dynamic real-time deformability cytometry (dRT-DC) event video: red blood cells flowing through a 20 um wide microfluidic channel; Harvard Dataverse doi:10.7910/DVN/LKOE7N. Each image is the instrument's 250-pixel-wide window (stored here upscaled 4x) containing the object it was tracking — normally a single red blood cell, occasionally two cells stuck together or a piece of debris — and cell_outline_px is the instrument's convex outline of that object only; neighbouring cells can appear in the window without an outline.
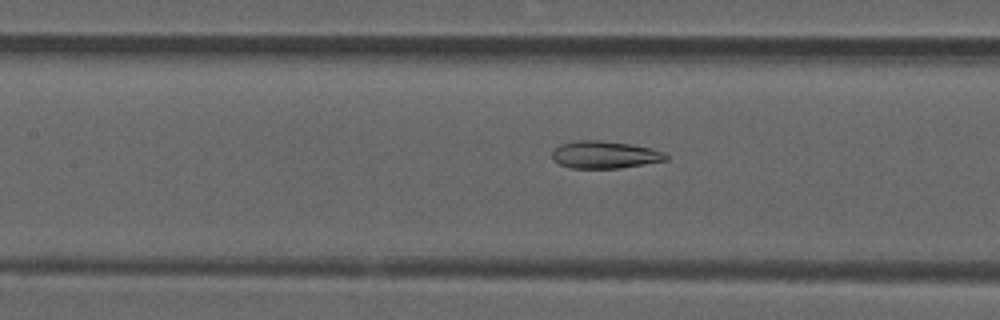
{"species": "common noctule bat (a hibernating species)", "species_latin": "Nyctalus noctula", "temperature_condition": "room temperature", "stored_images_in_passage": 53, "camera_frame_rate_fps": 3000, "um_per_image_px": 0.085, "animal": {"sex": "male", "forearm_length_mm": 52.5}, "frame": {"image": 1, "passage_image": 24, "time_ms": 7.667, "image_size_px": [1000, 320], "cell_outline_px": [[668, 160], [620, 168], [572, 168], [560, 164], [552, 160], [552, 148], [560, 144], [576, 140], [600, 140], [632, 144], [652, 148], [664, 152], [668, 156]], "centroid_in_image_um": [51.38, 13.14], "position_along_channel_um": 156.0, "area_um2": 18.38}}
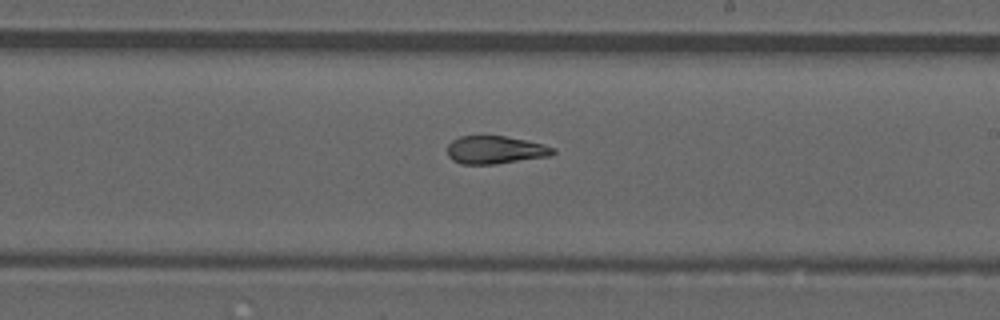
{"frame": {"image": 2, "passage_image": 31, "time_ms": 10.0, "image_size_px": [1000, 320], "cell_outline_px": [[556, 152], [548, 156], [496, 164], [460, 164], [452, 160], [448, 156], [448, 144], [452, 140], [460, 136], [504, 136], [544, 144], [556, 148]], "centroid_in_image_um": [42.08, 12.74], "position_along_channel_um": 246.9, "area_um2": 17.17}}
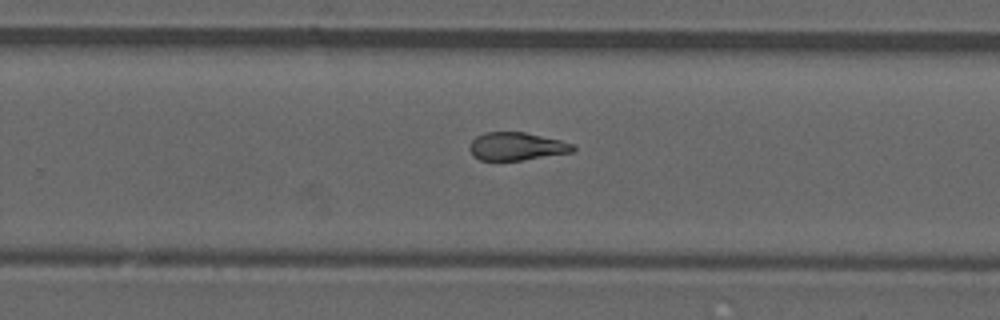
{"frame": {"image": 3, "passage_image": 34, "time_ms": 11.0, "image_size_px": [1000, 320], "cell_outline_px": [[576, 148], [572, 152], [520, 160], [480, 160], [468, 148], [472, 140], [476, 136], [484, 132], [524, 132], [560, 140], [572, 144]], "centroid_in_image_um": [43.89, 12.43], "position_along_channel_um": 285.9, "area_um2": 16.59}, "authors_computed_cell_mechanics": {"area_um2": 18.1492, "velocity_mm_per_s": 3.9141, "shape_relaxation_time_tau1_ms": null, "shape_relaxation_time_tau2_ms": 2.4196, "deformation_change_tau1": null, "deformation_change_tau2": 0.1079}}